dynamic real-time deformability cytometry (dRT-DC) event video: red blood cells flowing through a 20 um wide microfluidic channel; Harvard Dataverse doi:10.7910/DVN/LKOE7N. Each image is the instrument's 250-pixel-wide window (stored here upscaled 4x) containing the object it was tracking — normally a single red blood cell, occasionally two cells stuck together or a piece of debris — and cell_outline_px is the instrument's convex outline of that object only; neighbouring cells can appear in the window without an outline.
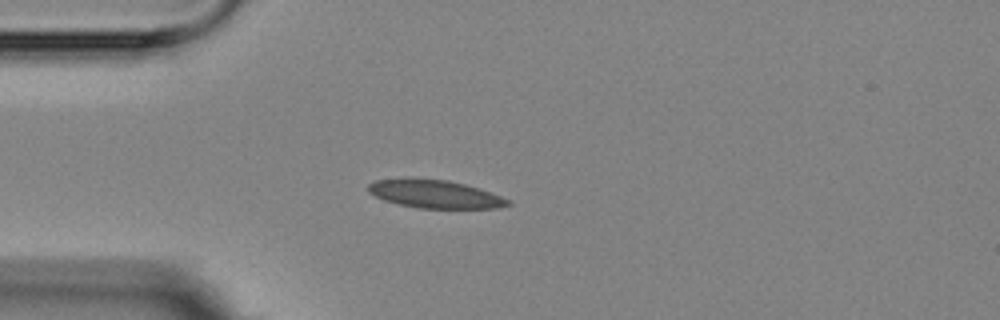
{"species": "Egyptian fruit bat (a non-hibernating species)", "species_latin": "Rousettus aegyptiacus", "temperature_condition": "room temperature", "stored_images_in_passage": 4, "camera_frame_rate_fps": 3000, "um_per_image_px": 0.085, "animal": {"sex": "female"}, "frame": {"image": 1, "passage_image": 3, "time_ms": 3.333, "image_size_px": [1000, 320], "cell_outline_px": [[512, 204], [496, 208], [420, 208], [400, 204], [384, 200], [368, 192], [368, 184], [376, 180], [404, 176], [408, 176], [448, 180], [480, 188], [512, 200]], "centroid_in_image_um": [36.95, 16.46], "position_along_channel_um": 48.0, "area_um2": 23.35}}